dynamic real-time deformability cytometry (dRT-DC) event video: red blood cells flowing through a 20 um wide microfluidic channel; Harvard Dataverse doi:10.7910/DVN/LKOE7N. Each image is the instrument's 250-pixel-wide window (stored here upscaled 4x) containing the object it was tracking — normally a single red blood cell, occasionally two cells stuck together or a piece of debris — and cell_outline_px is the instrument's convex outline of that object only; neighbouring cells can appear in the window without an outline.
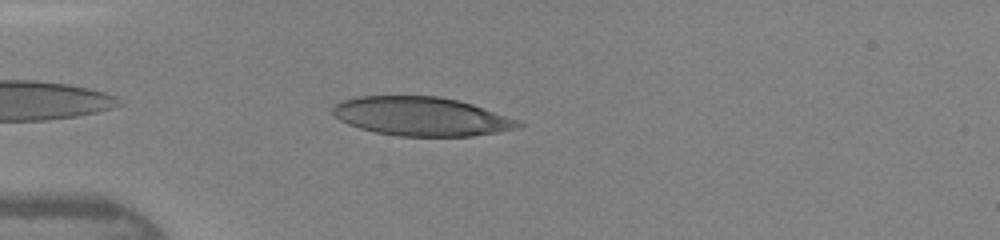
{"species": "human", "species_latin": "Homo sapiens", "temperature_condition": "warm", "stored_images_in_passage": 34, "camera_frame_rate_fps": 3000, "um_per_image_px": 0.085, "donor": {"sex": "female"}, "frame": {"image": 1, "passage_image": 3, "time_ms": 0.667, "image_size_px": [1000, 240], "cell_outline_px": [[524, 124], [520, 128], [472, 136], [400, 136], [376, 132], [360, 128], [348, 124], [340, 120], [332, 112], [332, 108], [336, 104], [344, 100], [356, 96], [436, 96], [456, 100], [472, 104], [520, 120]], "centroid_in_image_um": [35.84, 9.9], "position_along_channel_um": 49.2, "area_um2": 41.85}}
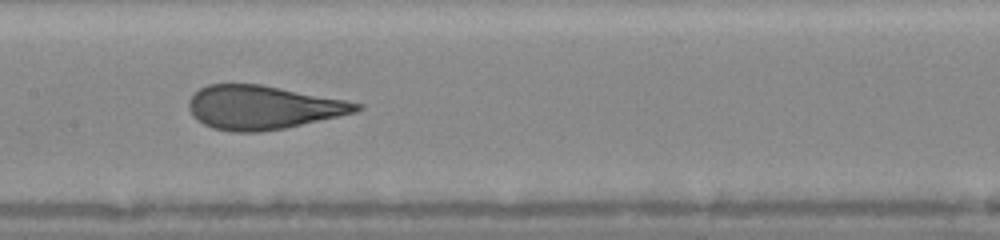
{"frame": {"image": 2, "passage_image": 13, "time_ms": 4.0, "image_size_px": [1000, 240], "cell_outline_px": [[364, 108], [356, 112], [340, 116], [284, 128], [260, 132], [232, 132], [212, 128], [196, 120], [192, 116], [188, 108], [188, 100], [200, 88], [208, 84], [260, 84], [344, 100], [364, 104]], "centroid_in_image_um": [22.31, 9.14], "position_along_channel_um": 185.1, "area_um2": 42.66}}
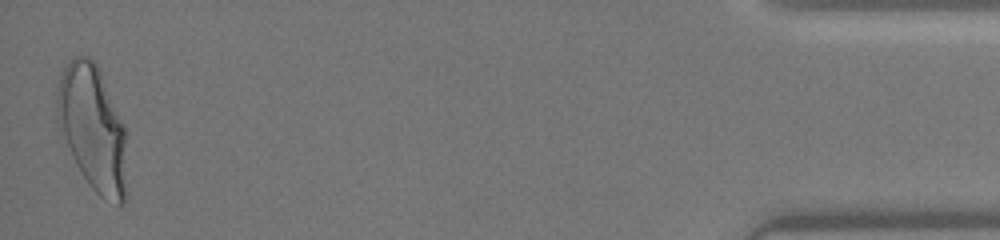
{"frame": {"image": 3, "passage_image": 34, "time_ms": 11.0, "image_size_px": [1000, 240], "cell_outline_px": [[124, 204], [116, 204], [104, 200], [88, 184], [76, 164], [56, 120], [56, 92], [60, 76], [68, 60], [76, 56], [88, 56], [96, 64], [100, 72], [124, 128]], "centroid_in_image_um": [7.81, 10.86], "position_along_channel_um": 427.4, "area_um2": 49.77}}